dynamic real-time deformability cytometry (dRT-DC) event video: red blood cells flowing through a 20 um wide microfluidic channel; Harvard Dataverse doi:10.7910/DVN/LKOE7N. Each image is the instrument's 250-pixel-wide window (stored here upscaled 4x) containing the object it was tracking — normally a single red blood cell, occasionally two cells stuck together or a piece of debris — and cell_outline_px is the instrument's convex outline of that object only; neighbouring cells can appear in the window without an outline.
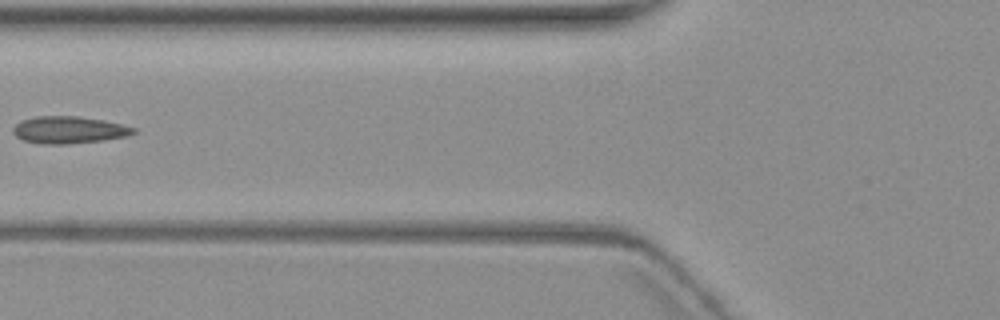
{"species": "common noctule bat (a hibernating species)", "species_latin": "Nyctalus noctula", "temperature_condition": "warm", "stored_images_in_passage": 6, "camera_frame_rate_fps": 3000, "um_per_image_px": 0.085, "animal": {"sex": "female", "body_mass_g": 19.3, "forearm_length_mm": 54.1}, "frame": {"image": 1, "passage_image": 5, "time_ms": 5.667, "image_size_px": [1000, 320], "cell_outline_px": [[136, 132], [128, 136], [104, 140], [68, 144], [36, 144], [24, 140], [16, 136], [12, 132], [12, 128], [20, 120], [36, 116], [76, 116], [104, 120], [136, 128]], "centroid_in_image_um": [5.83, 11.04], "position_along_channel_um": 120.0, "area_um2": 19.19}}
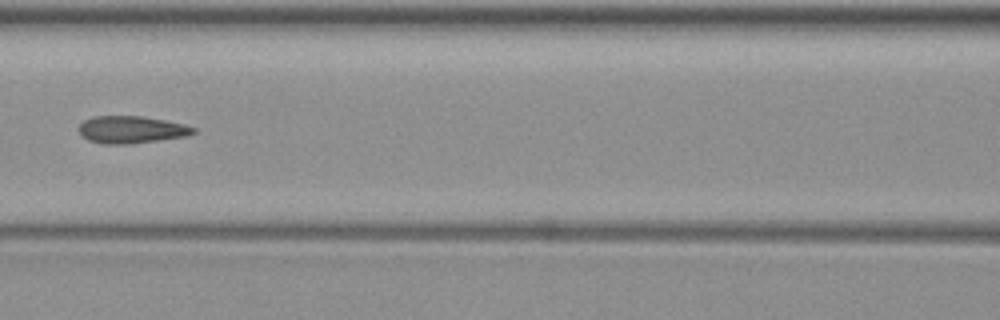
{"frame": {"image": 2, "passage_image": 6, "time_ms": 6.667, "image_size_px": [1000, 320], "cell_outline_px": [[196, 132], [184, 136], [160, 140], [132, 144], [104, 144], [88, 140], [80, 132], [80, 124], [84, 120], [92, 116], [144, 116], [184, 124], [196, 128]], "centroid_in_image_um": [11.17, 11.02], "position_along_channel_um": 155.4, "area_um2": 18.15}}